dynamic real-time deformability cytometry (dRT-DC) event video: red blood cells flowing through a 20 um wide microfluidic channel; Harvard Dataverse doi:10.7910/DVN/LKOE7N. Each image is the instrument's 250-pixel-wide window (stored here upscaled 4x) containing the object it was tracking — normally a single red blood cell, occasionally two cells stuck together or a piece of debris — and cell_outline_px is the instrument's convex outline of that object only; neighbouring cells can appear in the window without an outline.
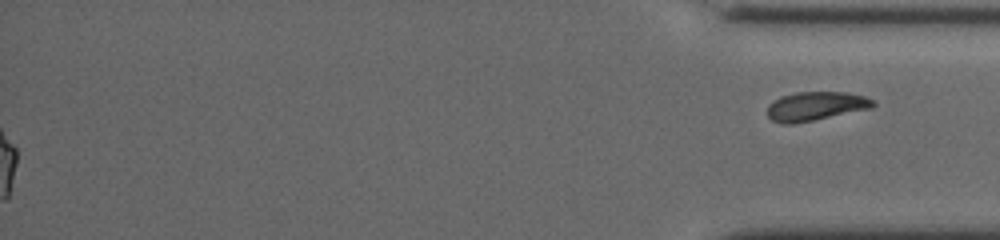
{"species": "common noctule bat (a hibernating species)", "species_latin": "Nyctalus noctula", "temperature_condition": "cold", "stored_images_in_passage": 47, "segment_of_instrument_passage": [2, 2], "camera_frame_rate_fps": 3000, "um_per_image_px": 0.085, "animal": {"sex": "female", "body_mass_g": 19.5, "forearm_length_mm": 54.1}, "frame": {"image": 1, "passage_image": 47, "time_ms": 15.333, "image_size_px": [1000, 240], "cell_outline_px": [[876, 104], [872, 108], [792, 124], [784, 124], [772, 120], [768, 116], [768, 104], [772, 100], [780, 96], [796, 92], [844, 92], [864, 96], [876, 100]], "centroid_in_image_um": [69.33, 9.01], "position_along_channel_um": 365.9, "area_um2": 17.8}}